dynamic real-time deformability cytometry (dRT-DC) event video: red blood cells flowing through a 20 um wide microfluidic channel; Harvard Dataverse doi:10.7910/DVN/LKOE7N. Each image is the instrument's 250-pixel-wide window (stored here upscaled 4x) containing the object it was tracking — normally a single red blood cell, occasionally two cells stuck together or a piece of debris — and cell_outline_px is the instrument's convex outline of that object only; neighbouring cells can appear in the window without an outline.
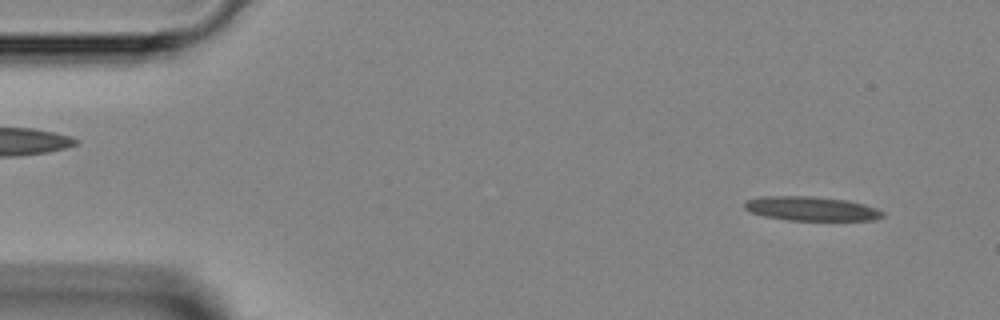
{"species": "Egyptian fruit bat (a non-hibernating species)", "species_latin": "Rousettus aegyptiacus", "temperature_condition": "room temperature", "stored_images_in_passage": 46, "camera_frame_rate_fps": 3000, "um_per_image_px": 0.085, "animal": {"sex": "female"}, "frame": {"image": 1, "passage_image": 3, "time_ms": 0.667, "image_size_px": [1000, 320], "cell_outline_px": [[884, 216], [876, 220], [788, 220], [764, 216], [748, 212], [744, 208], [744, 204], [748, 200], [760, 196], [816, 196], [848, 200], [864, 204], [876, 208], [884, 212]], "centroid_in_image_um": [68.96, 17.73], "position_along_channel_um": 16.0, "area_um2": 19.65}}
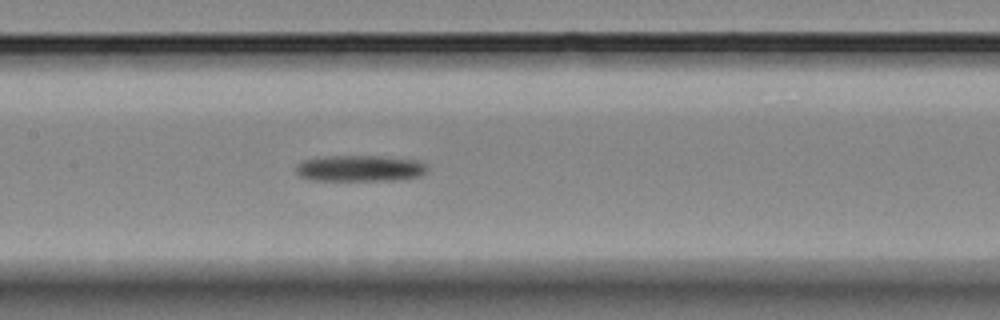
{"frame": {"image": 2, "passage_image": 21, "time_ms": 6.667, "image_size_px": [1000, 320], "cell_outline_px": [[428, 168], [420, 176], [400, 180], [308, 180], [300, 176], [296, 172], [296, 164], [304, 160], [316, 156], [380, 156], [420, 160], [428, 164]], "centroid_in_image_um": [30.59, 14.3], "position_along_channel_um": 176.8, "area_um2": 20.4}}
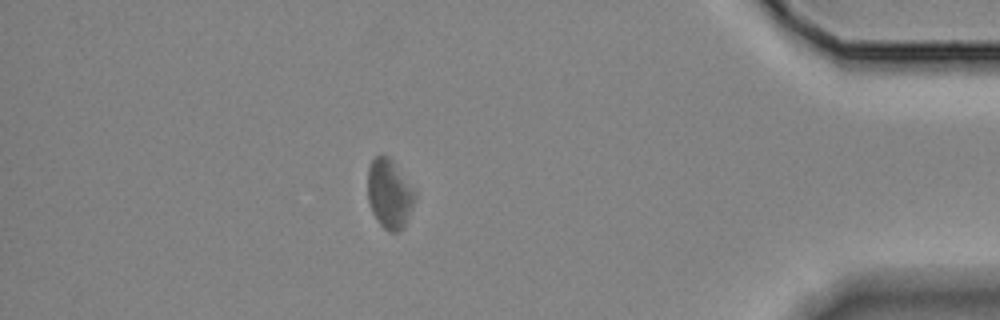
{"frame": {"image": 3, "passage_image": 40, "time_ms": 13.0, "image_size_px": [1000, 320], "cell_outline_px": [[416, 196], [404, 224], [400, 232], [388, 232], [380, 224], [372, 212], [368, 200], [368, 168], [372, 160], [376, 156], [388, 156], [392, 160], [416, 192]], "centroid_in_image_um": [33.08, 16.48], "position_along_channel_um": 402.1, "area_um2": 18.73}}